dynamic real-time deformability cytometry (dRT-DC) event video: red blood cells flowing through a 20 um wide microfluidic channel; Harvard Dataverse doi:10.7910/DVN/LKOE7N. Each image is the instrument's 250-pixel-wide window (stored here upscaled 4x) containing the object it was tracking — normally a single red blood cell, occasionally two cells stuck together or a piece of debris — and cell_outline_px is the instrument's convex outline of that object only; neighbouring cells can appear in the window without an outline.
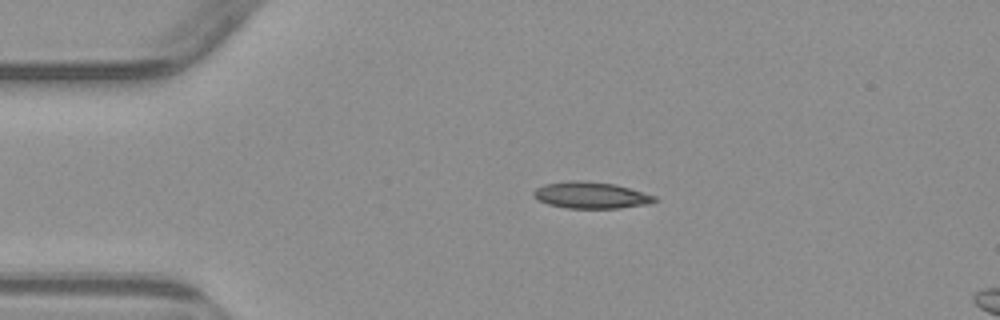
{"species": "common noctule bat (a hibernating species)", "species_latin": "Nyctalus noctula", "temperature_condition": "warm", "stored_images_in_passage": 3, "segment_of_instrument_passage": [1, 2], "camera_frame_rate_fps": 3000, "um_per_image_px": 0.085, "animal": {"sex": "male", "body_mass_g": 23.1, "forearm_length_mm": 52.7}, "frame": {"image": 1, "passage_image": 1, "time_ms": 0.0, "image_size_px": [1000, 320], "cell_outline_px": [[660, 200], [648, 204], [620, 208], [564, 208], [548, 204], [536, 200], [532, 196], [532, 192], [536, 188], [544, 184], [568, 180], [580, 180], [616, 184], [656, 196]], "centroid_in_image_um": [50.2, 16.59], "position_along_channel_um": 34.8, "area_um2": 19.02}}